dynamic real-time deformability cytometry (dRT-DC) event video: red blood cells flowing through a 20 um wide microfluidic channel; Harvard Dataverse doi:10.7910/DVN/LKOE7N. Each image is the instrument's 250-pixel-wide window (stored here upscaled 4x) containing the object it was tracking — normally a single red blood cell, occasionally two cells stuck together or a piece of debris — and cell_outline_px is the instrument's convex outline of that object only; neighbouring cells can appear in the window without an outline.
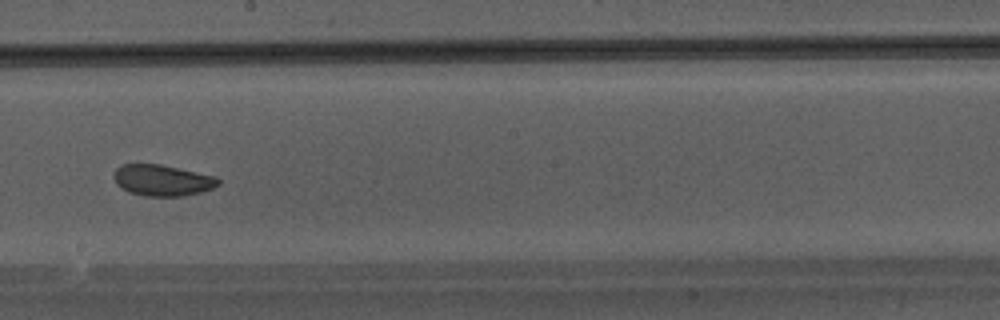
{"species": "Egyptian fruit bat (a non-hibernating species)", "species_latin": "Rousettus aegyptiacus", "temperature_condition": "warm", "stored_images_in_passage": 46, "camera_frame_rate_fps": 3000, "um_per_image_px": 0.085, "animal": {"sex": "male"}, "frame": {"image": 1, "passage_image": 27, "time_ms": 8.667, "image_size_px": [1000, 320], "cell_outline_px": [[220, 184], [212, 188], [200, 192], [184, 196], [144, 196], [128, 192], [116, 184], [112, 176], [116, 168], [120, 164], [160, 164], [216, 176], [220, 180]], "centroid_in_image_um": [13.77, 15.32], "position_along_channel_um": 234.4, "area_um2": 19.13}}